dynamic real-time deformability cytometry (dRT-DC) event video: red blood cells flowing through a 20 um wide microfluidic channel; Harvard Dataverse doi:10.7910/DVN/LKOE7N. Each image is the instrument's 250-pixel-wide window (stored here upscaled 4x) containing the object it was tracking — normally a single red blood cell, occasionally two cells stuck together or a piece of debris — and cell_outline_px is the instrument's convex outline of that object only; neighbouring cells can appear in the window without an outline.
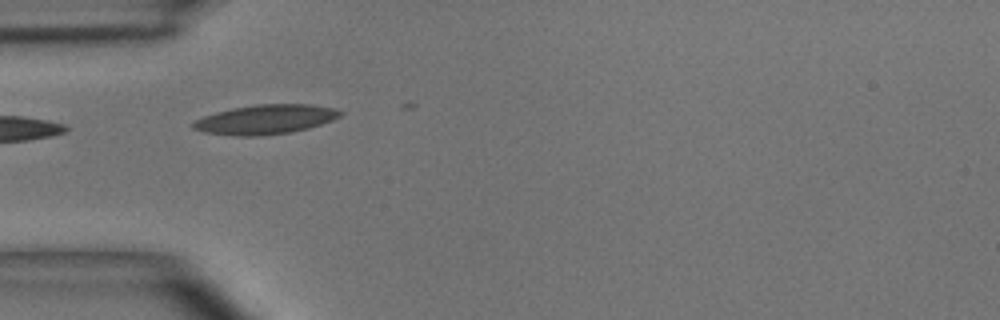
{"species": "common noctule bat (a hibernating species)", "species_latin": "Nyctalus noctula", "temperature_condition": "room temperature", "stored_images_in_passage": 7, "camera_frame_rate_fps": 3000, "um_per_image_px": 0.085, "animal": {"sex": "male", "body_mass_g": 15.6}, "frame": {"image": 1, "passage_image": 1, "time_ms": 0.0, "image_size_px": [1000, 320], "cell_outline_px": [[344, 112], [340, 116], [332, 120], [308, 128], [288, 132], [260, 136], [232, 136], [204, 132], [192, 128], [192, 124], [196, 120], [204, 116], [216, 112], [232, 108], [260, 104], [312, 104], [336, 108]], "centroid_in_image_um": [22.57, 10.15], "position_along_channel_um": 62.4, "area_um2": 25.2}}